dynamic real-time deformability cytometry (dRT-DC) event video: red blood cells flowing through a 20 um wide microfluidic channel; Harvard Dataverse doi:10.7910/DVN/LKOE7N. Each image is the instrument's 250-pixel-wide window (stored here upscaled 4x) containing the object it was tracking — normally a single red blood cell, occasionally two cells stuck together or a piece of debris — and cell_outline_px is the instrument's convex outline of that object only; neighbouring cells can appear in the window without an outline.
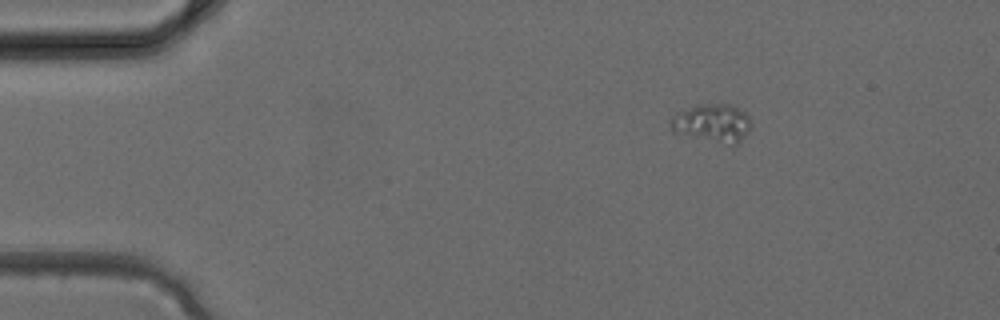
{"species": "common noctule bat (a hibernating species)", "species_latin": "Nyctalus noctula", "temperature_condition": "cold", "stored_images_in_passage": 2, "camera_frame_rate_fps": 3000, "um_per_image_px": 0.085, "animal": {"sex": "female", "body_mass_g": 24.6, "forearm_length_mm": 56.2}, "frame": {"image": 1, "passage_image": 1, "time_ms": 0.0, "image_size_px": [1000, 320], "cell_outline_px": [[752, 128], [736, 144], [732, 144], [672, 132], [672, 116], [676, 112], [696, 104], [728, 104], [744, 112], [752, 120]], "centroid_in_image_um": [60.57, 10.43], "position_along_channel_um": 24.4, "area_um2": 17.57}}